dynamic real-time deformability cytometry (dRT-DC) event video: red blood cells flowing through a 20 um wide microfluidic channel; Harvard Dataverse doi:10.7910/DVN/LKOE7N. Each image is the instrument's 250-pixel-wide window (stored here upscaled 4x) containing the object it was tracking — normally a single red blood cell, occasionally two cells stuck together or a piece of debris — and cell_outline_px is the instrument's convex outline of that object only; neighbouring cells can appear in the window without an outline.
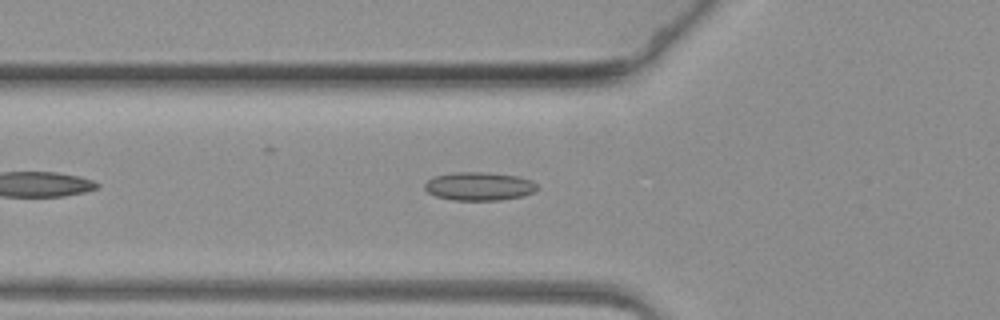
{"species": "common noctule bat (a hibernating species)", "species_latin": "Nyctalus noctula", "temperature_condition": "warm", "stored_images_in_passage": 47, "camera_frame_rate_fps": 3000, "um_per_image_px": 0.085, "animal": {"sex": "female", "body_mass_g": 19.3, "forearm_length_mm": 54.1}, "frame": {"image": 1, "passage_image": 8, "time_ms": 2.333, "image_size_px": [1000, 320], "cell_outline_px": [[540, 188], [524, 196], [500, 200], [452, 200], [436, 196], [428, 192], [424, 188], [424, 184], [428, 180], [436, 176], [456, 172], [484, 172], [520, 176], [532, 180]], "centroid_in_image_um": [40.76, 15.83], "position_along_channel_um": 85.0, "area_um2": 18.67}}
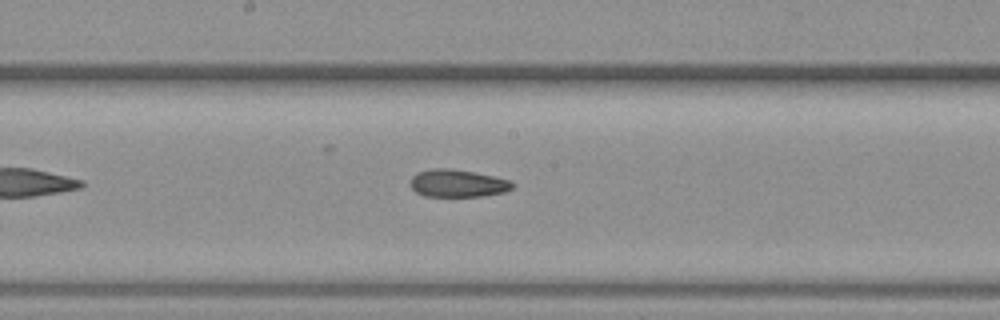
{"frame": {"image": 2, "passage_image": 19, "time_ms": 6.0, "image_size_px": [1000, 320], "cell_outline_px": [[512, 188], [504, 192], [484, 196], [424, 196], [416, 192], [412, 188], [412, 176], [416, 172], [432, 168], [448, 168], [472, 172], [492, 176], [508, 180], [512, 184]], "centroid_in_image_um": [38.86, 15.58], "position_along_channel_um": 209.3, "area_um2": 16.13}}
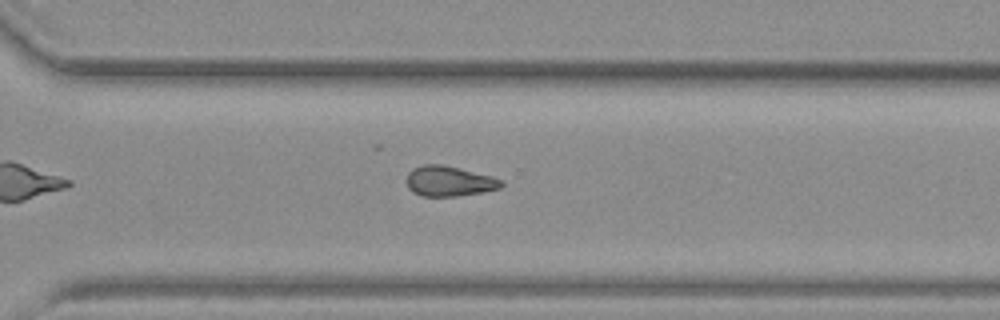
{"frame": {"image": 3, "passage_image": 30, "time_ms": 9.667, "image_size_px": [1000, 320], "cell_outline_px": [[504, 184], [500, 188], [484, 192], [460, 196], [420, 196], [412, 192], [408, 188], [408, 172], [412, 168], [420, 164], [444, 164], [492, 176], [500, 180]], "centroid_in_image_um": [38.16, 15.39], "position_along_channel_um": 332.4, "area_um2": 16.88}}